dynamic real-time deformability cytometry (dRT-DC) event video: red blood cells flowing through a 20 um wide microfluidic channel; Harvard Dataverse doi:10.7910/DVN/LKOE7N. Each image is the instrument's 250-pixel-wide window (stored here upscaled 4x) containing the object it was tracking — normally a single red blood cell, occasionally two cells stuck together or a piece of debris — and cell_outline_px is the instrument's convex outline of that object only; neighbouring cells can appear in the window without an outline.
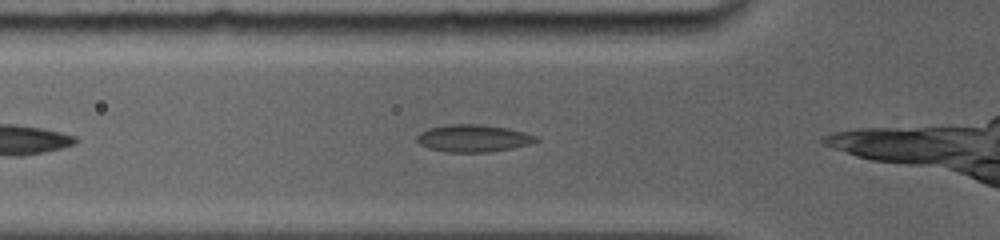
{"species": "common noctule bat (a hibernating species)", "species_latin": "Nyctalus noctula", "temperature_condition": "room temperature", "stored_images_in_passage": 26, "camera_frame_rate_fps": 5000, "um_per_image_px": 0.085, "animal": {"sex": "female", "body_mass_g": 19.0, "forearm_length_mm": 56.7}, "frame": {"image": 1, "passage_image": 8, "time_ms": 0.8, "image_size_px": [1000, 240], "cell_outline_px": [[540, 140], [528, 144], [512, 148], [488, 152], [448, 152], [428, 148], [420, 144], [416, 140], [416, 136], [420, 132], [428, 128], [448, 124], [480, 124], [508, 128], [524, 132], [536, 136]], "centroid_in_image_um": [40.2, 11.75], "position_along_channel_um": 85.6, "area_um2": 18.96}}
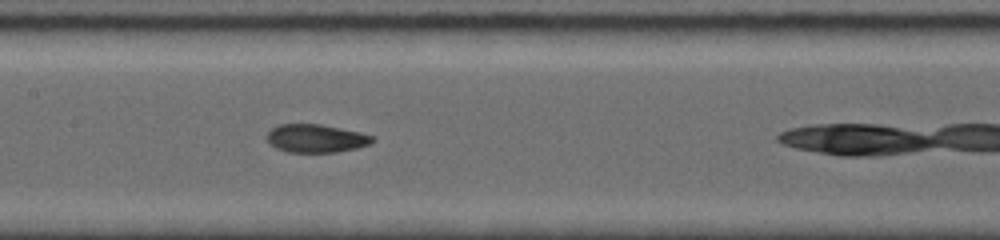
{"frame": {"image": 2, "passage_image": 13, "time_ms": 3.2, "image_size_px": [1000, 240], "cell_outline_px": [[376, 140], [368, 144], [356, 148], [336, 152], [288, 152], [276, 148], [268, 140], [268, 132], [272, 128], [280, 124], [320, 124], [360, 132], [376, 136]], "centroid_in_image_um": [26.9, 11.76], "position_along_channel_um": 180.5, "area_um2": 17.22}}
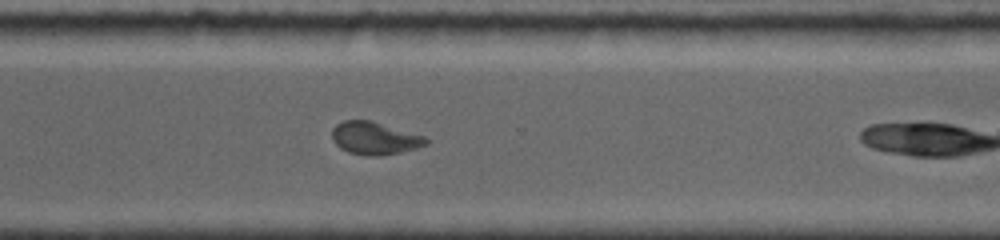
{"frame": {"image": 3, "passage_image": 21, "time_ms": 7.2, "image_size_px": [1000, 240], "cell_outline_px": [[428, 144], [416, 148], [400, 152], [376, 156], [368, 156], [348, 152], [340, 148], [332, 140], [332, 128], [336, 124], [344, 120], [368, 120], [424, 136], [428, 140]], "centroid_in_image_um": [31.8, 11.75], "position_along_channel_um": 338.8, "area_um2": 17.69}}